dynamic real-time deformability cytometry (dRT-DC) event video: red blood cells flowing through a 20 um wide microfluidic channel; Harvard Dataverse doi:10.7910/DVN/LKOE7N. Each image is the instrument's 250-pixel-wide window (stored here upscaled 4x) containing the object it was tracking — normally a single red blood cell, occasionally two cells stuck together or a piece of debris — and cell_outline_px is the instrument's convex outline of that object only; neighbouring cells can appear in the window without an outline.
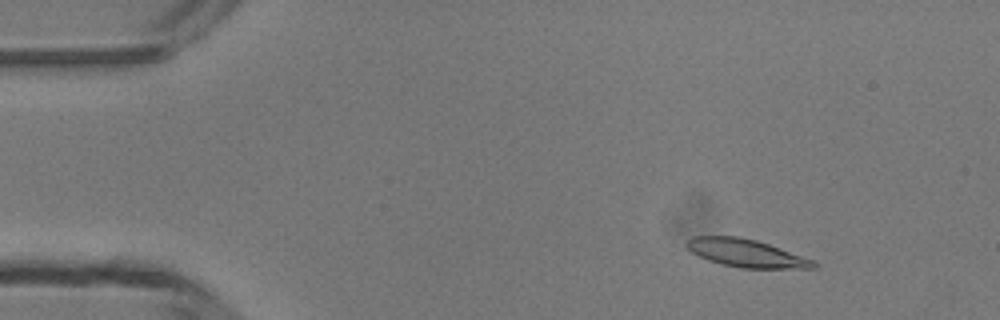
{"species": "common noctule bat (a hibernating species)", "species_latin": "Nyctalus noctula", "temperature_condition": "room temperature", "stored_images_in_passage": 48, "camera_frame_rate_fps": 3000, "um_per_image_px": 0.085, "animal": {"sex": "male", "body_mass_g": 13.3}, "frame": {"image": 1, "passage_image": 5, "time_ms": 1.333, "image_size_px": [1000, 320], "cell_outline_px": [[816, 268], [740, 268], [720, 264], [708, 260], [692, 252], [684, 244], [684, 240], [692, 236], [740, 236], [756, 240], [768, 244], [812, 260], [816, 264]], "centroid_in_image_um": [63.33, 21.5], "position_along_channel_um": 21.7, "area_um2": 20.46}}
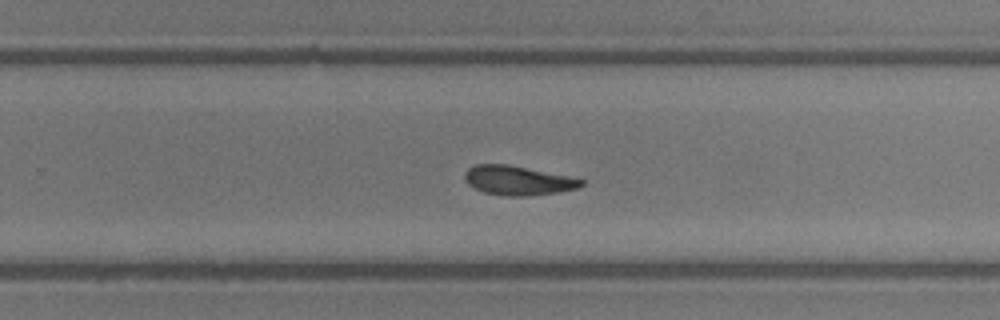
{"frame": {"image": 2, "passage_image": 30, "time_ms": 9.667, "image_size_px": [1000, 320], "cell_outline_px": [[584, 184], [576, 188], [556, 192], [528, 196], [504, 196], [484, 192], [468, 184], [464, 176], [464, 172], [468, 168], [476, 164], [508, 164], [568, 176], [584, 180]], "centroid_in_image_um": [43.99, 15.33], "position_along_channel_um": 285.8, "area_um2": 19.71}}
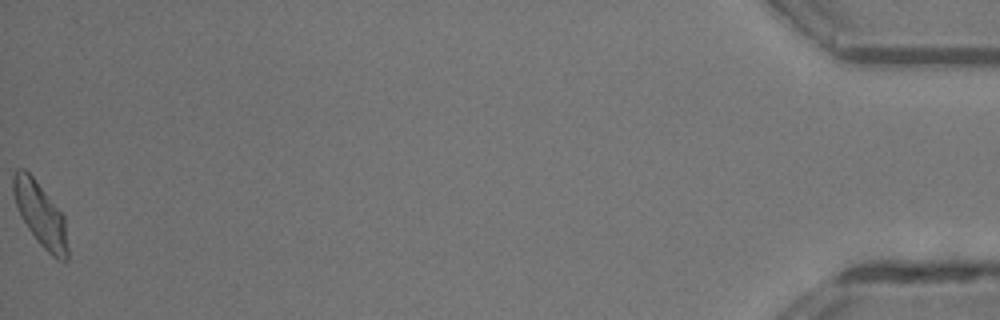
{"frame": {"image": 3, "passage_image": 48, "time_ms": 15.667, "image_size_px": [1000, 320], "cell_outline_px": [[68, 260], [56, 260], [40, 244], [28, 228], [20, 216], [12, 192], [12, 176], [16, 168], [24, 168], [32, 176], [64, 216], [68, 248]], "centroid_in_image_um": [3.42, 18.22], "position_along_channel_um": 431.8, "area_um2": 20.11}, "authors_computed_cell_mechanics": {"area_um2": 20.4612, "velocity_mm_per_s": 4.1895, "shape_relaxation_time_tau1_ms": 5.264, "shape_relaxation_time_tau2_ms": 3.4178, "deformation_change_tau1": 0.1691, "deformation_change_tau2": 0.104}}